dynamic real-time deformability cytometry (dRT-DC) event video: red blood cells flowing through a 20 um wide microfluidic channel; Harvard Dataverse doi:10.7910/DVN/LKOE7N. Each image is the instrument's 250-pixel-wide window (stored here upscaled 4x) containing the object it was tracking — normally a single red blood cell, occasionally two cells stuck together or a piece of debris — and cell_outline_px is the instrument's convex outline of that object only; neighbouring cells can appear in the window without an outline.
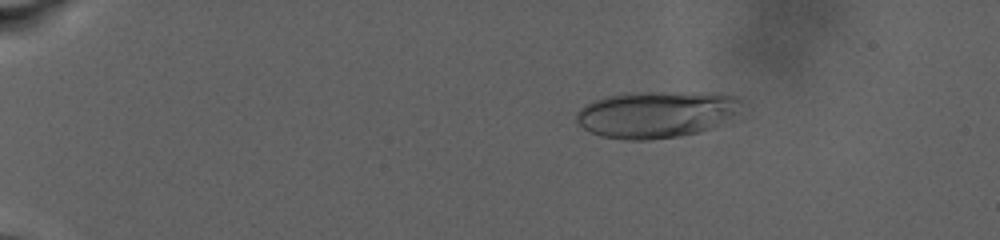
{"species": "human", "species_latin": "Homo sapiens", "temperature_condition": "warm", "stored_images_in_passage": 37, "camera_frame_rate_fps": 3000, "um_per_image_px": 0.085, "donor": {"sex": "male"}, "frame": {"image": 1, "passage_image": 6, "time_ms": 5.0, "image_size_px": [1000, 240], "cell_outline_px": [[740, 100], [732, 112], [728, 116], [712, 128], [700, 132], [680, 136], [648, 140], [628, 140], [604, 136], [592, 132], [584, 128], [576, 120], [576, 112], [584, 104], [608, 96], [624, 92], [704, 92], [736, 96]], "centroid_in_image_um": [55.69, 9.71], "position_along_channel_um": 29.3, "area_um2": 44.33}}
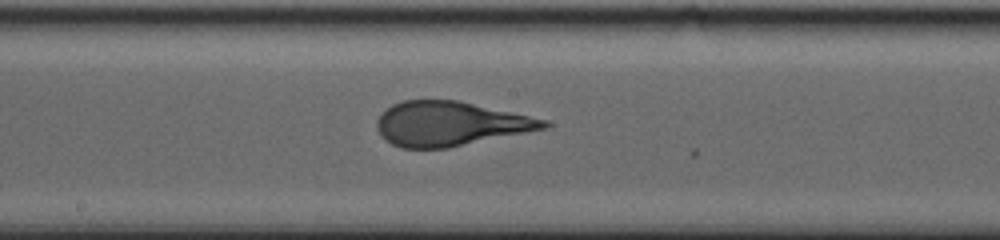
{"frame": {"image": 2, "passage_image": 20, "time_ms": 15.667, "image_size_px": [1000, 240], "cell_outline_px": [[552, 124], [548, 128], [448, 148], [400, 148], [392, 144], [380, 136], [376, 128], [376, 120], [380, 112], [392, 104], [404, 100], [460, 100], [548, 120]], "centroid_in_image_um": [38.24, 10.51], "position_along_channel_um": 210.0, "area_um2": 43.58}}
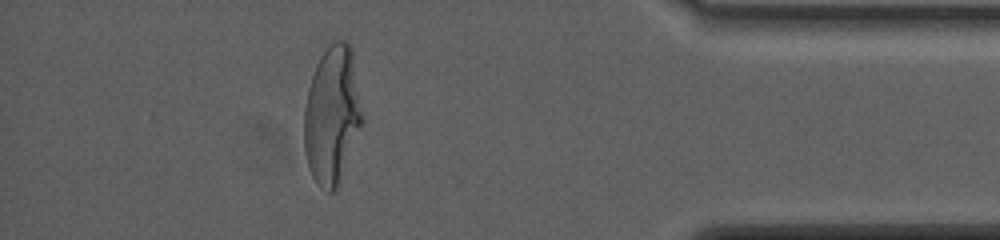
{"frame": {"image": 3, "passage_image": 33, "time_ms": 24.0, "image_size_px": [1000, 240], "cell_outline_px": [[364, 120], [340, 184], [336, 192], [328, 192], [312, 176], [308, 168], [304, 152], [304, 108], [308, 88], [316, 64], [320, 56], [336, 40], [344, 40], [352, 48]], "centroid_in_image_um": [28.24, 9.82], "position_along_channel_um": 407.0, "area_um2": 47.11}}